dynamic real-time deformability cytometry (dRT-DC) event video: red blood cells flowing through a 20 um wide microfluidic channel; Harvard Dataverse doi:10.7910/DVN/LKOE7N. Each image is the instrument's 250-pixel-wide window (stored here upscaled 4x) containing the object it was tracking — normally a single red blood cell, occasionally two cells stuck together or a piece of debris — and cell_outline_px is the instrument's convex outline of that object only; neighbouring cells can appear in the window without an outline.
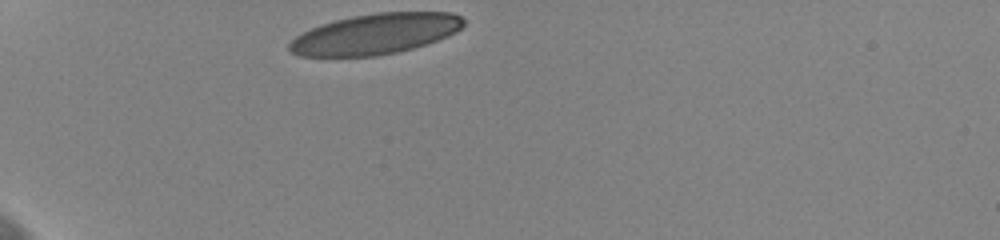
{"species": "human", "species_latin": "Homo sapiens", "temperature_condition": "cold", "stored_images_in_passage": 12, "camera_frame_rate_fps": 3000, "um_per_image_px": 0.085, "donor": {"sex": "female"}, "frame": {"image": 1, "passage_image": 1, "time_ms": 0.0, "image_size_px": [1000, 240], "cell_outline_px": [[464, 24], [456, 32], [448, 36], [412, 48], [396, 52], [376, 56], [300, 56], [292, 52], [288, 48], [288, 44], [296, 36], [312, 28], [336, 20], [352, 16], [376, 12], [452, 12], [460, 16], [464, 20]], "centroid_in_image_um": [31.92, 2.88], "position_along_channel_um": 53.1, "area_um2": 40.81}}
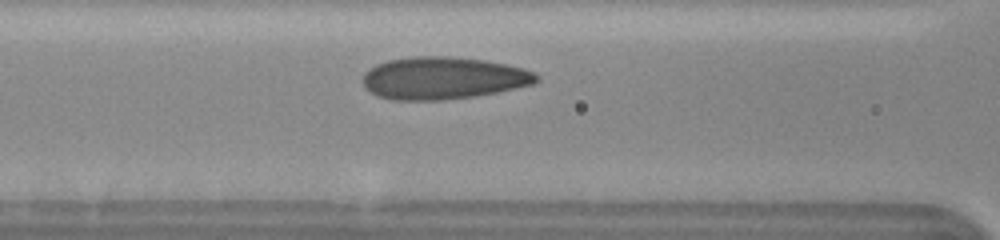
{"frame": {"image": 2, "passage_image": 6, "time_ms": 1.667, "image_size_px": [1000, 240], "cell_outline_px": [[540, 80], [532, 84], [516, 88], [476, 96], [444, 100], [392, 100], [376, 96], [364, 88], [364, 72], [368, 68], [376, 64], [388, 60], [408, 56], [452, 56], [484, 60], [524, 68], [540, 76]], "centroid_in_image_um": [37.63, 6.63], "position_along_channel_um": 129.0, "area_um2": 43.18}}